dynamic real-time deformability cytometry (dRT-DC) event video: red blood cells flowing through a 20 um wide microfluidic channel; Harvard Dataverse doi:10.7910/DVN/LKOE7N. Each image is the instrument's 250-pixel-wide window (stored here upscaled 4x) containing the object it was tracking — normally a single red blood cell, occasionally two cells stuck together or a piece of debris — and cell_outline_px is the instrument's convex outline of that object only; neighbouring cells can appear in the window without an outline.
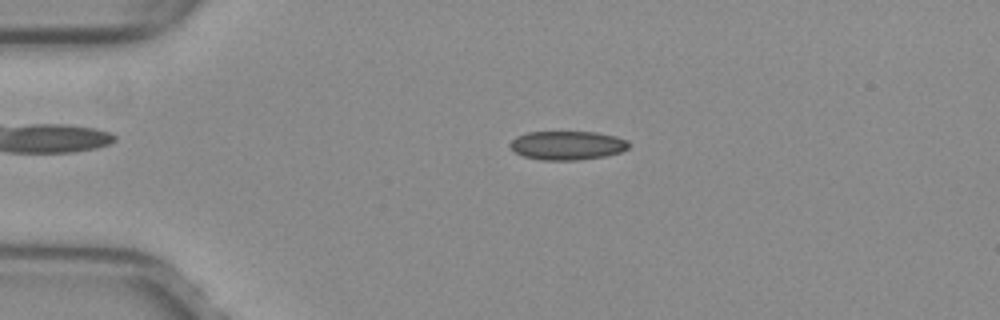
{"species": "common noctule bat (a hibernating species)", "species_latin": "Nyctalus noctula", "temperature_condition": "warm", "stored_images_in_passage": 43, "camera_frame_rate_fps": 3000, "um_per_image_px": 0.085, "animal": {"sex": "female", "body_mass_g": 29.2, "forearm_length_mm": 56.3}, "frame": {"image": 1, "passage_image": 3, "time_ms": 0.667, "image_size_px": [1000, 320], "cell_outline_px": [[628, 148], [620, 152], [604, 156], [576, 160], [540, 160], [524, 156], [516, 152], [508, 144], [516, 136], [528, 132], [596, 132], [616, 136], [628, 140]], "centroid_in_image_um": [48.21, 12.35], "position_along_channel_um": 36.8, "area_um2": 19.88}}
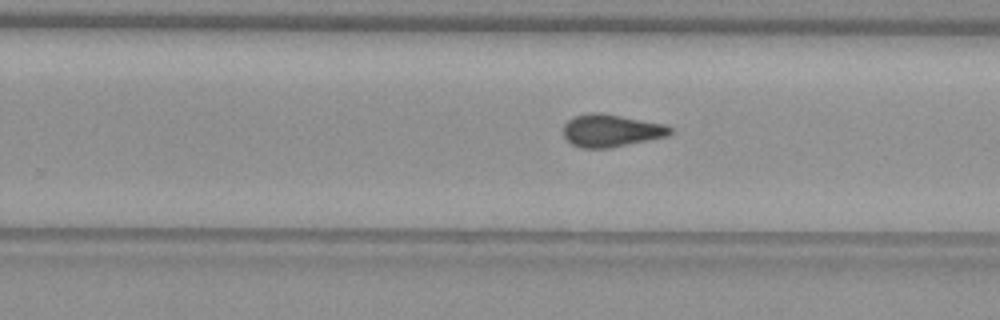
{"frame": {"image": 2, "passage_image": 24, "time_ms": 7.667, "image_size_px": [1000, 320], "cell_outline_px": [[672, 132], [668, 136], [612, 148], [580, 148], [572, 144], [564, 136], [564, 124], [568, 120], [576, 116], [588, 112], [600, 112], [668, 124], [672, 128]], "centroid_in_image_um": [51.98, 11.09], "position_along_channel_um": 277.8, "area_um2": 20.52}}
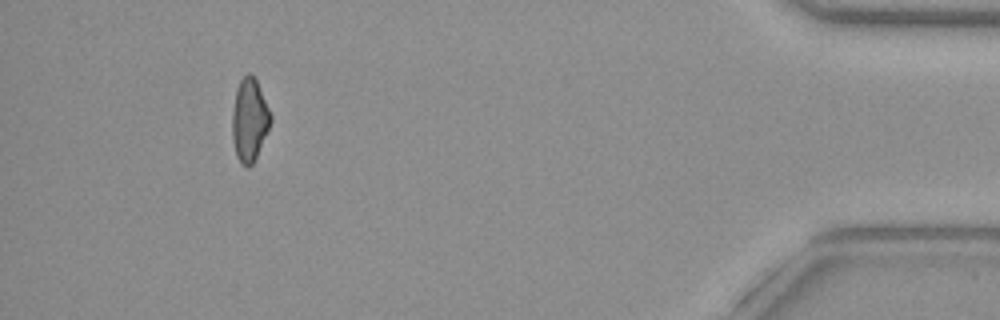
{"frame": {"image": 3, "passage_image": 39, "time_ms": 12.667, "image_size_px": [1000, 320], "cell_outline_px": [[272, 120], [256, 156], [252, 164], [248, 168], [236, 156], [232, 136], [232, 112], [236, 88], [240, 80], [248, 72], [256, 80], [272, 116]], "centroid_in_image_um": [21.19, 10.17], "position_along_channel_um": 414.0, "area_um2": 18.21}, "authors_computed_cell_mechanics": {"area_um2": 19.8254, "velocity_mm_per_s": 4.0218, "shape_relaxation_time_tau1_ms": null, "shape_relaxation_time_tau2_ms": 2.2861, "deformation_change_tau1": null, "deformation_change_tau2": 0.0757}}